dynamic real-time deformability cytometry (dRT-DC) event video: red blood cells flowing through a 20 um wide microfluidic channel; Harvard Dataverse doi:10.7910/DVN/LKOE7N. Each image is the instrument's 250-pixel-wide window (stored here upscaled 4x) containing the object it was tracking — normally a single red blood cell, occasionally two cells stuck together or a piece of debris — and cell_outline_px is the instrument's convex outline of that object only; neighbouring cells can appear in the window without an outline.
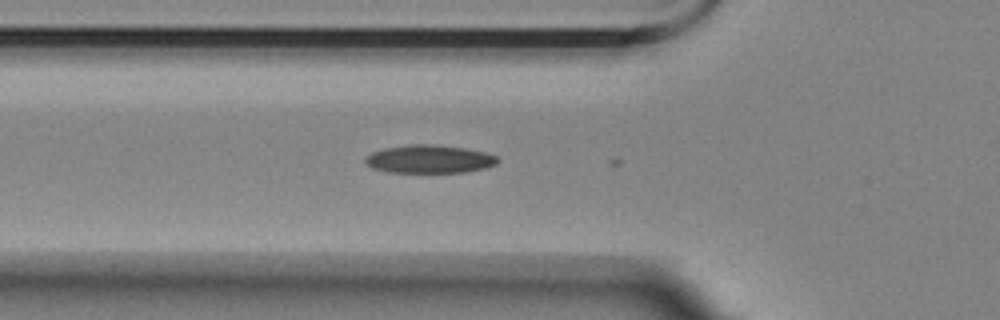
{"species": "Egyptian fruit bat (a non-hibernating species)", "species_latin": "Rousettus aegyptiacus", "temperature_condition": "room temperature", "stored_images_in_passage": 4, "camera_frame_rate_fps": 3000, "um_per_image_px": 0.085, "animal": {"sex": "female"}, "frame": {"image": 1, "passage_image": 3, "time_ms": 0.667, "image_size_px": [1000, 320], "cell_outline_px": [[500, 160], [496, 164], [488, 168], [464, 172], [388, 172], [372, 168], [364, 164], [364, 156], [372, 152], [384, 148], [412, 144], [432, 144], [464, 148], [488, 152], [496, 156]], "centroid_in_image_um": [36.49, 13.52], "position_along_channel_um": 89.3, "area_um2": 21.96}}